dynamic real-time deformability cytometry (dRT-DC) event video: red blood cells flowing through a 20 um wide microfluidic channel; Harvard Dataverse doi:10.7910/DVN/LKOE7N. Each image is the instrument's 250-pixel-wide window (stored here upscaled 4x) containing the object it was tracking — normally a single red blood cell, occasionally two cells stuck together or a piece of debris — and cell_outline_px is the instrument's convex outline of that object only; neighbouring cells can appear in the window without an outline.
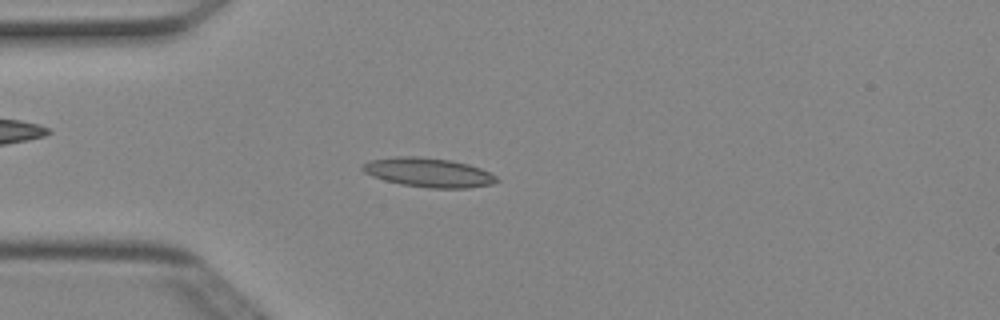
{"species": "Egyptian fruit bat (a non-hibernating species)", "species_latin": "Rousettus aegyptiacus", "temperature_condition": "cold", "stored_images_in_passage": 39, "camera_frame_rate_fps": 3000, "um_per_image_px": 0.085, "animal": {"sex": "female"}, "frame": {"image": 1, "passage_image": 2, "time_ms": 0.333, "image_size_px": [1000, 320], "cell_outline_px": [[500, 180], [492, 184], [468, 188], [428, 188], [400, 184], [384, 180], [372, 176], [364, 172], [360, 168], [364, 164], [372, 160], [396, 156], [416, 156], [448, 160], [468, 164], [480, 168], [496, 176]], "centroid_in_image_um": [36.42, 14.67], "position_along_channel_um": 48.6, "area_um2": 22.72}}
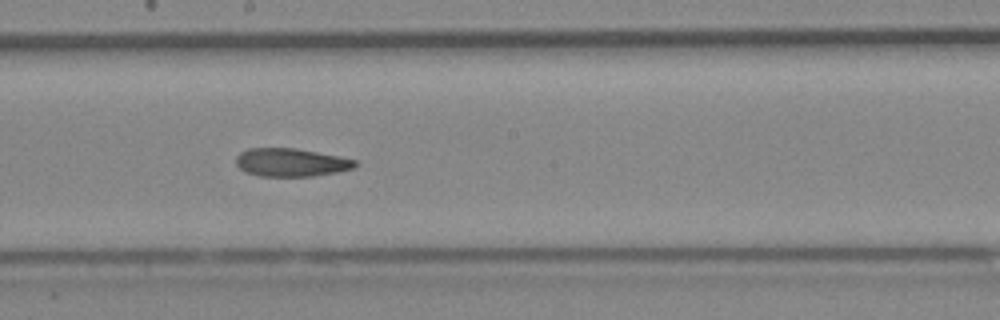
{"frame": {"image": 2, "passage_image": 16, "time_ms": 5.0, "image_size_px": [1000, 320], "cell_outline_px": [[356, 164], [352, 168], [336, 172], [312, 176], [260, 176], [244, 172], [236, 164], [236, 156], [240, 152], [248, 148], [296, 148], [340, 156], [356, 160]], "centroid_in_image_um": [24.7, 13.8], "position_along_channel_um": 223.5, "area_um2": 19.54}}
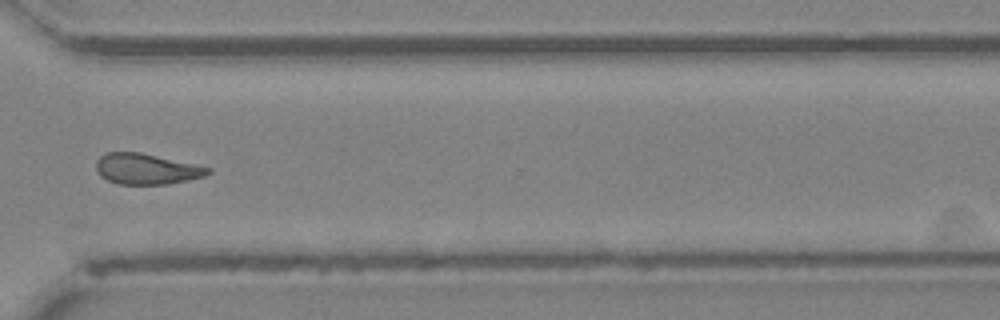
{"frame": {"image": 3, "passage_image": 26, "time_ms": 8.333, "image_size_px": [1000, 320], "cell_outline_px": [[212, 172], [204, 176], [188, 180], [168, 184], [116, 184], [100, 176], [96, 168], [96, 160], [100, 156], [108, 152], [140, 152], [212, 168]], "centroid_in_image_um": [12.44, 14.36], "position_along_channel_um": 358.2, "area_um2": 20.0}, "authors_computed_cell_mechanics": {"area_um2": 20.4034, "velocity_mm_per_s": 4.0252, "shape_relaxation_time_tau1_ms": 8.2261, "shape_relaxation_time_tau2_ms": 4.0646, "deformation_change_tau1": 0.1919, "deformation_change_tau2": 0.1225}}